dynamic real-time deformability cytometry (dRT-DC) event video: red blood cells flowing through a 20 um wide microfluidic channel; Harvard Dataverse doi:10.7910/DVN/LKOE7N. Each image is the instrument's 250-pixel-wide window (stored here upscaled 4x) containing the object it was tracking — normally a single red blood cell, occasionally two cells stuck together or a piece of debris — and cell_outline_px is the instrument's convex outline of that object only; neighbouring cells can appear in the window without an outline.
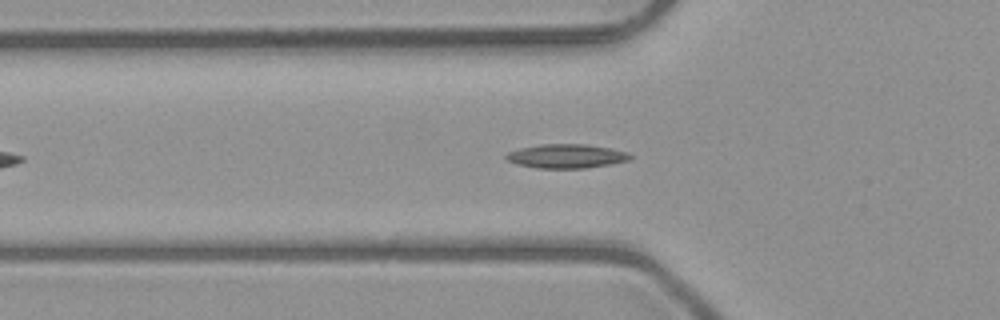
{"species": "common noctule bat (a hibernating species)", "species_latin": "Nyctalus noctula", "temperature_condition": "room temperature", "stored_images_in_passage": 45, "camera_frame_rate_fps": 3000, "um_per_image_px": 0.085, "animal": {"sex": "male", "body_mass_g": 23.1, "forearm_length_mm": 52.7}, "frame": {"image": 1, "passage_image": 10, "time_ms": 3.0, "image_size_px": [1000, 320], "cell_outline_px": [[632, 156], [628, 160], [608, 164], [584, 168], [536, 168], [516, 164], [508, 160], [504, 156], [508, 152], [520, 148], [540, 144], [588, 144], [612, 148], [628, 152]], "centroid_in_image_um": [48.13, 13.26], "position_along_channel_um": 77.7, "area_um2": 17.34}}
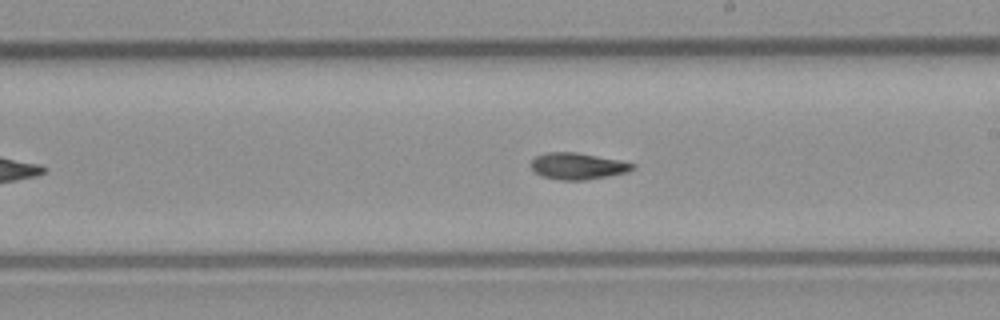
{"frame": {"image": 2, "passage_image": 22, "time_ms": 7.0, "image_size_px": [1000, 320], "cell_outline_px": [[636, 168], [628, 172], [608, 176], [584, 180], [560, 180], [544, 176], [536, 172], [532, 168], [532, 160], [536, 156], [544, 152], [576, 152], [620, 160], [636, 164]], "centroid_in_image_um": [49.15, 14.11], "position_along_channel_um": 239.9, "area_um2": 15.66}}
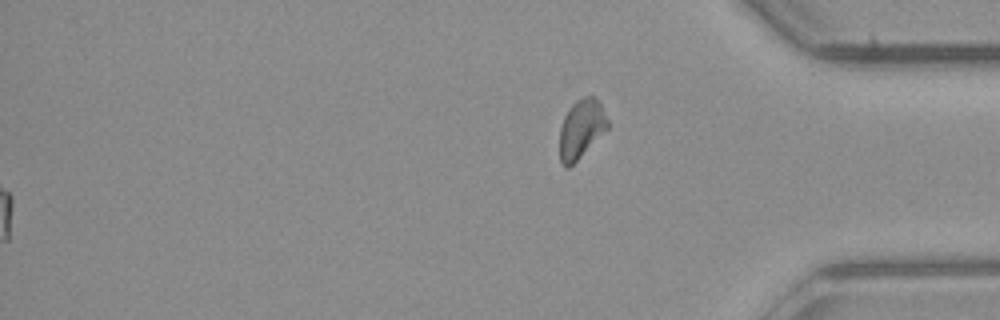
{"frame": {"image": 3, "passage_image": 45, "time_ms": 14.667, "image_size_px": [1000, 320], "cell_outline_px": [[608, 128], [568, 168], [564, 168], [560, 160], [560, 128], [564, 116], [568, 108], [576, 100], [584, 96], [592, 96], [600, 100], [608, 120]], "centroid_in_image_um": [49.4, 10.91], "position_along_channel_um": 385.8, "area_um2": 16.36}, "authors_computed_cell_mechanics": {"area_um2": 15.3748, "velocity_mm_per_s": 4.0255, "shape_relaxation_time_tau1_ms": 10.3058, "shape_relaxation_time_tau2_ms": 4.3281, "deformation_change_tau1": 0.2216, "deformation_change_tau2": 0.1035}}